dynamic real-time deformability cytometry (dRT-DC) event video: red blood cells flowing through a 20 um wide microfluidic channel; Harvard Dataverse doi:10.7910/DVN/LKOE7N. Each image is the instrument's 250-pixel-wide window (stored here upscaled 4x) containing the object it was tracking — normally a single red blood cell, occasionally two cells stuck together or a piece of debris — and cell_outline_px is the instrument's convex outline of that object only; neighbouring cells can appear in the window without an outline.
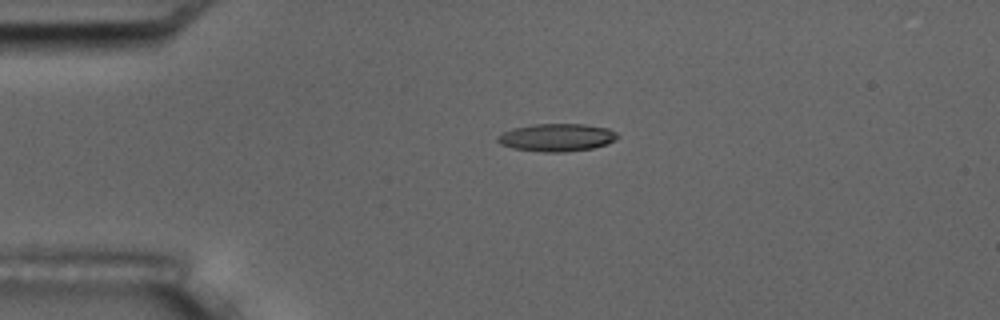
{"species": "common noctule bat (a hibernating species)", "species_latin": "Nyctalus noctula", "temperature_condition": "room temperature", "stored_images_in_passage": 5, "camera_frame_rate_fps": 3000, "um_per_image_px": 0.085, "animal": {"sex": "male", "body_mass_g": 17.5, "forearm_length_mm": 52.3}, "frame": {"image": 1, "passage_image": 4, "time_ms": 3.667, "image_size_px": [1000, 320], "cell_outline_px": [[620, 136], [616, 140], [608, 144], [592, 148], [564, 152], [544, 152], [512, 148], [500, 144], [496, 140], [496, 136], [512, 128], [536, 124], [584, 124], [608, 128], [616, 132]], "centroid_in_image_um": [47.34, 11.68], "position_along_channel_um": 37.7, "area_um2": 19.48}}